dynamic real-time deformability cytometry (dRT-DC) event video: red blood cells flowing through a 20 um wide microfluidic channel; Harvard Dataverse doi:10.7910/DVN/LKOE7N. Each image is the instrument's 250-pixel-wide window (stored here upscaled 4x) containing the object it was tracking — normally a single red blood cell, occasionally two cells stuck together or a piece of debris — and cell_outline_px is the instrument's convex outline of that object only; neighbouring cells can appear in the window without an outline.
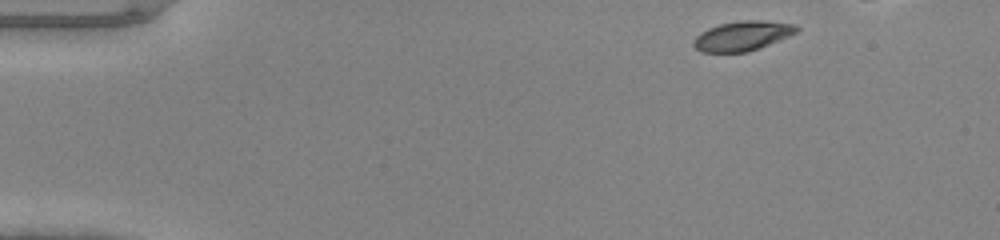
{"species": "common noctule bat (a hibernating species)", "species_latin": "Nyctalus noctula", "temperature_condition": "warm", "stored_images_in_passage": 38, "camera_frame_rate_fps": 3000, "um_per_image_px": 0.085, "animal": {"sex": "male", "body_mass_g": 20.0, "forearm_length_mm": 53.3}, "frame": {"image": 1, "passage_image": 1, "time_ms": 0.0, "image_size_px": [1000, 240], "cell_outline_px": [[800, 28], [796, 32], [788, 36], [760, 48], [748, 52], [700, 52], [692, 44], [692, 40], [700, 32], [708, 28], [720, 24], [740, 20], [760, 20], [796, 24]], "centroid_in_image_um": [63.08, 3.05], "position_along_channel_um": 21.9, "area_um2": 17.86}}
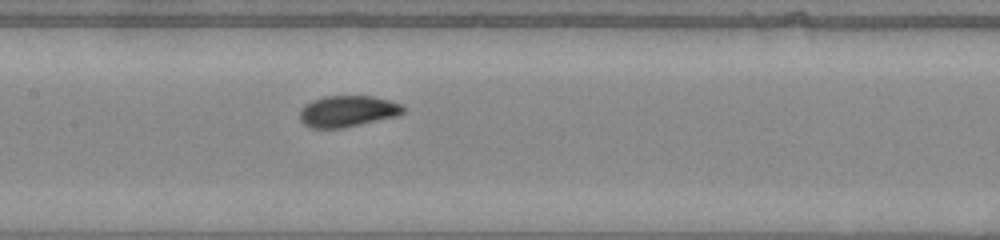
{"frame": {"image": 2, "passage_image": 19, "time_ms": 6.0, "image_size_px": [1000, 240], "cell_outline_px": [[404, 112], [400, 116], [344, 128], [312, 128], [304, 124], [300, 120], [300, 108], [304, 104], [312, 100], [324, 96], [372, 96], [388, 100], [400, 104], [404, 108]], "centroid_in_image_um": [29.54, 9.46], "position_along_channel_um": 177.9, "area_um2": 19.07}}
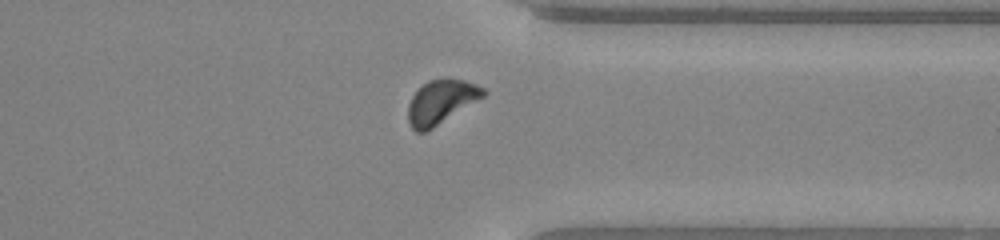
{"frame": {"image": 3, "passage_image": 33, "time_ms": 10.667, "image_size_px": [1000, 240], "cell_outline_px": [[488, 92], [484, 96], [432, 128], [424, 132], [416, 132], [408, 124], [408, 104], [412, 96], [428, 80], [444, 76], [448, 76], [464, 80], [476, 84], [484, 88]], "centroid_in_image_um": [37.49, 8.62], "position_along_channel_um": 373.9, "area_um2": 19.36}}